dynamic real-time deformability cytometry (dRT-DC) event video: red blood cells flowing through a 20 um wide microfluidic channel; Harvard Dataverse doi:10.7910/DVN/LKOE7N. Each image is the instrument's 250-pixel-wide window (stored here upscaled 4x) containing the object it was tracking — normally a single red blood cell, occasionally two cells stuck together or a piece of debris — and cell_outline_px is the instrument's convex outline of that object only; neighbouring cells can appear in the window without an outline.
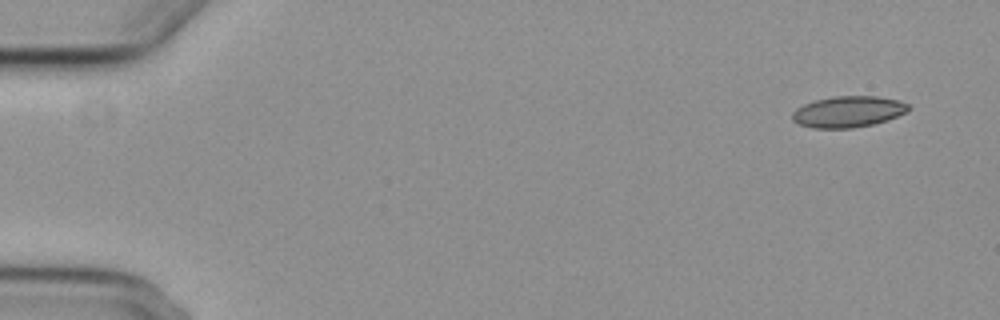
{"species": "common noctule bat (a hibernating species)", "species_latin": "Nyctalus noctula", "temperature_condition": "cold", "stored_images_in_passage": 4, "camera_frame_rate_fps": 3000, "um_per_image_px": 0.085, "animal": {"sex": "female", "body_mass_g": 29.2, "forearm_length_mm": 56.3}, "frame": {"image": 1, "passage_image": 1, "time_ms": 0.0, "image_size_px": [1000, 320], "cell_outline_px": [[912, 108], [888, 120], [872, 124], [852, 128], [812, 128], [800, 124], [792, 120], [792, 112], [796, 108], [804, 104], [816, 100], [832, 96], [876, 96], [900, 100], [908, 104]], "centroid_in_image_um": [72.09, 9.49], "position_along_channel_um": 12.9, "area_um2": 21.1}}
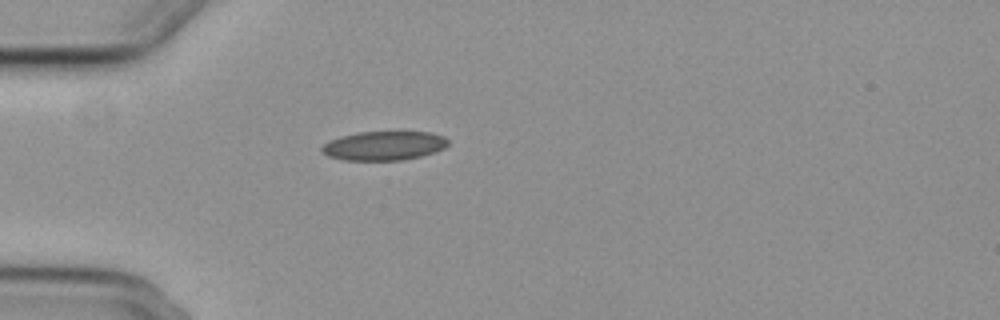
{"frame": {"image": 2, "passage_image": 4, "time_ms": 4.333, "image_size_px": [1000, 320], "cell_outline_px": [[448, 144], [444, 148], [436, 152], [420, 156], [400, 160], [344, 160], [328, 156], [320, 148], [324, 144], [340, 136], [360, 132], [432, 132], [444, 136], [448, 140]], "centroid_in_image_um": [32.67, 12.38], "position_along_channel_um": 52.3, "area_um2": 21.27}}